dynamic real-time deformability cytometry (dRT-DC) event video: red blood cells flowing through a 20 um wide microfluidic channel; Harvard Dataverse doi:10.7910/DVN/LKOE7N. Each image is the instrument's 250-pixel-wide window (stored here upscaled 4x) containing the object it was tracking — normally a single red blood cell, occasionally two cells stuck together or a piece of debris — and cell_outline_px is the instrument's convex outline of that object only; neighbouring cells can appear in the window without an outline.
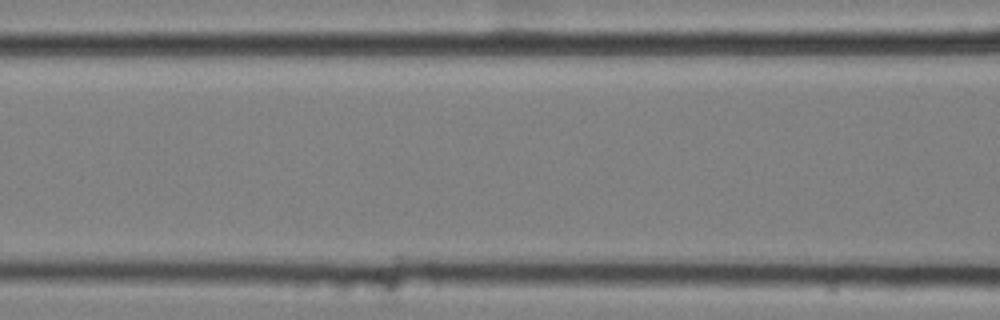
{"species": "common noctule bat (a hibernating species)", "species_latin": "Nyctalus noctula", "temperature_condition": "cold", "stored_images_in_passage": 4, "camera_frame_rate_fps": 3000, "um_per_image_px": 0.085, "animal": {"sex": "female", "body_mass_g": 25.1}, "frame": {"image": 1, "passage_image": 3, "time_ms": 0.667, "image_size_px": [1000, 320], "cell_outline_px": [[492, 280], [480, 284], [396, 288], [308, 288], [308, 284], [316, 276], [424, 272], [488, 276]], "centroid_in_image_um": [33.64, 23.84], "position_along_channel_um": 133.0, "area_um2": 16.42}}